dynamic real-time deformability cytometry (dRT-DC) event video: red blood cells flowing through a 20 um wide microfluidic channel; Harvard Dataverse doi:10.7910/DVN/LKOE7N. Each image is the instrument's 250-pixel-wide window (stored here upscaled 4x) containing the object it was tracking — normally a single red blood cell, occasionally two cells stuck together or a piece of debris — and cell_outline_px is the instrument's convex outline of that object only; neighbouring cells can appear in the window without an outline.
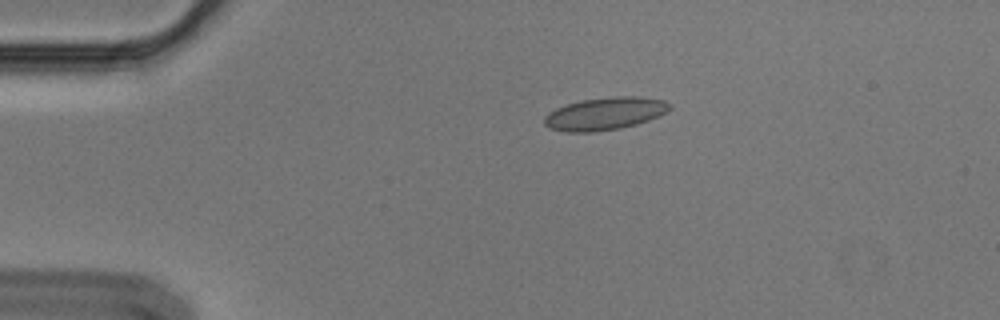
{"species": "Egyptian fruit bat (a non-hibernating species)", "species_latin": "Rousettus aegyptiacus", "temperature_condition": "cold", "stored_images_in_passage": 2, "camera_frame_rate_fps": 3000, "um_per_image_px": 0.085, "animal": {"sex": "male"}, "frame": {"image": 1, "passage_image": 1, "time_ms": 0.0, "image_size_px": [1000, 320], "cell_outline_px": [[672, 108], [660, 116], [636, 124], [620, 128], [592, 132], [568, 132], [548, 128], [544, 124], [544, 116], [548, 112], [556, 108], [568, 104], [584, 100], [616, 96], [640, 96], [664, 100], [672, 104]], "centroid_in_image_um": [51.44, 9.66], "position_along_channel_um": 33.6, "area_um2": 23.87}}